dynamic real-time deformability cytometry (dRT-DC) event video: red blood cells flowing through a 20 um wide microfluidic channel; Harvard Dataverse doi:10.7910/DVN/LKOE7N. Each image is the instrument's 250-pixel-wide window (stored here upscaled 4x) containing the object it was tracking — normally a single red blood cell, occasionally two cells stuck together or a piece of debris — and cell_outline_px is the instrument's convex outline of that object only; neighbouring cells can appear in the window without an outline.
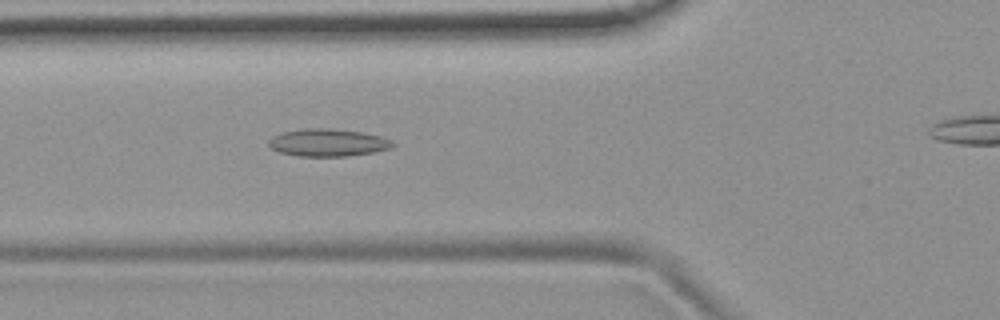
{"species": "common noctule bat (a hibernating species)", "species_latin": "Nyctalus noctula", "temperature_condition": "room temperature", "stored_images_in_passage": 40, "camera_frame_rate_fps": 3000, "um_per_image_px": 0.085, "animal": {"sex": "female", "body_mass_g": 19.9}, "frame": {"image": 1, "passage_image": 13, "time_ms": 4.0, "image_size_px": [1000, 320], "cell_outline_px": [[396, 144], [392, 148], [372, 152], [348, 156], [300, 156], [280, 152], [272, 148], [268, 144], [268, 140], [272, 136], [284, 132], [304, 128], [328, 128], [360, 132], [380, 136], [392, 140]], "centroid_in_image_um": [27.88, 12.12], "position_along_channel_um": 97.9, "area_um2": 19.77}}
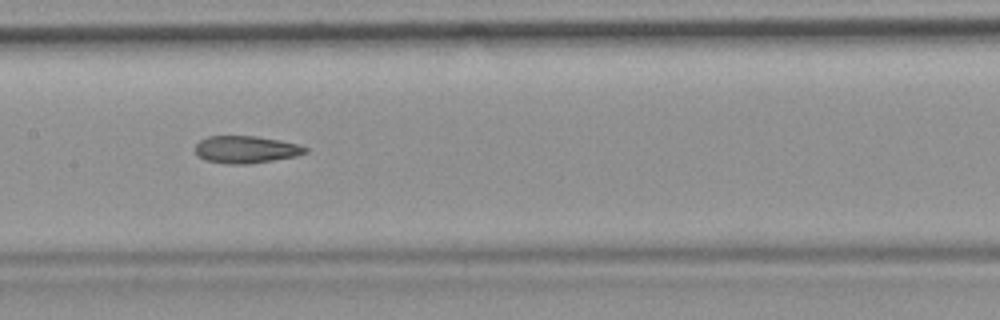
{"frame": {"image": 2, "passage_image": 20, "time_ms": 6.333, "image_size_px": [1000, 320], "cell_outline_px": [[308, 152], [296, 156], [248, 164], [228, 164], [204, 160], [196, 156], [196, 144], [200, 140], [208, 136], [256, 136], [280, 140], [296, 144], [308, 148]], "centroid_in_image_um": [20.88, 12.71], "position_along_channel_um": 186.5, "area_um2": 17.51}}
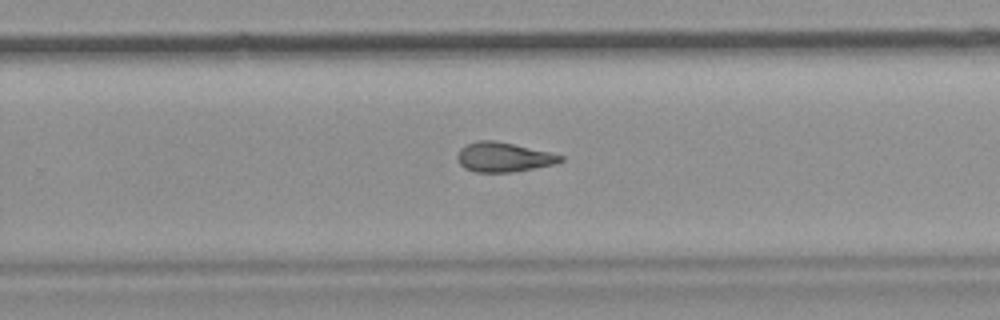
{"frame": {"image": 3, "passage_image": 28, "time_ms": 9.0, "image_size_px": [1000, 320], "cell_outline_px": [[564, 160], [556, 164], [512, 172], [476, 172], [464, 168], [460, 164], [456, 156], [460, 148], [468, 144], [480, 140], [496, 140], [548, 152], [564, 156]], "centroid_in_image_um": [42.79, 13.36], "position_along_channel_um": 287.0, "area_um2": 17.69}}